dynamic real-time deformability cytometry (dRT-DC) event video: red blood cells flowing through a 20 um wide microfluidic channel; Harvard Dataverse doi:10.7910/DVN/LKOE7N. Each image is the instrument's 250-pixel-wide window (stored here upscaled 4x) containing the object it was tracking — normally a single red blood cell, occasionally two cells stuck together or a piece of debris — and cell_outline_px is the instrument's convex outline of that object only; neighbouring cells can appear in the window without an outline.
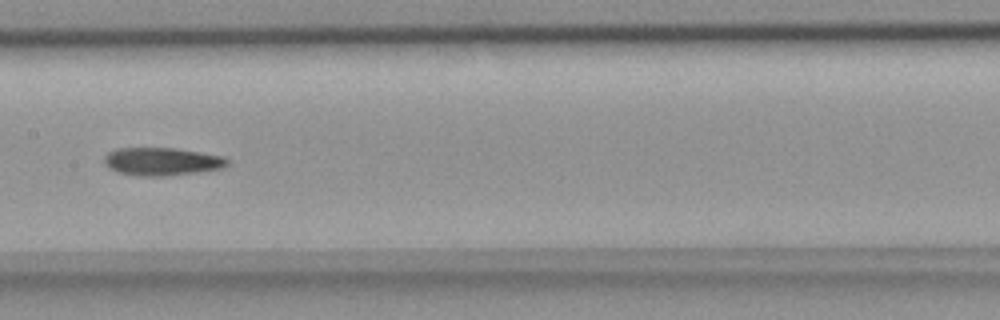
{"species": "common noctule bat (a hibernating species)", "species_latin": "Nyctalus noctula", "temperature_condition": "room temperature", "stored_images_in_passage": 8, "camera_frame_rate_fps": 3000, "um_per_image_px": 0.085, "animal": {"sex": "female", "body_mass_g": 18.4}, "frame": {"image": 1, "passage_image": 8, "time_ms": 2.333, "image_size_px": [1000, 320], "cell_outline_px": [[228, 164], [224, 168], [196, 172], [164, 176], [140, 176], [120, 172], [108, 168], [104, 164], [104, 156], [108, 152], [116, 148], [172, 148], [200, 152], [220, 156], [228, 160]], "centroid_in_image_um": [13.72, 13.73], "position_along_channel_um": 193.7, "area_um2": 19.88}}